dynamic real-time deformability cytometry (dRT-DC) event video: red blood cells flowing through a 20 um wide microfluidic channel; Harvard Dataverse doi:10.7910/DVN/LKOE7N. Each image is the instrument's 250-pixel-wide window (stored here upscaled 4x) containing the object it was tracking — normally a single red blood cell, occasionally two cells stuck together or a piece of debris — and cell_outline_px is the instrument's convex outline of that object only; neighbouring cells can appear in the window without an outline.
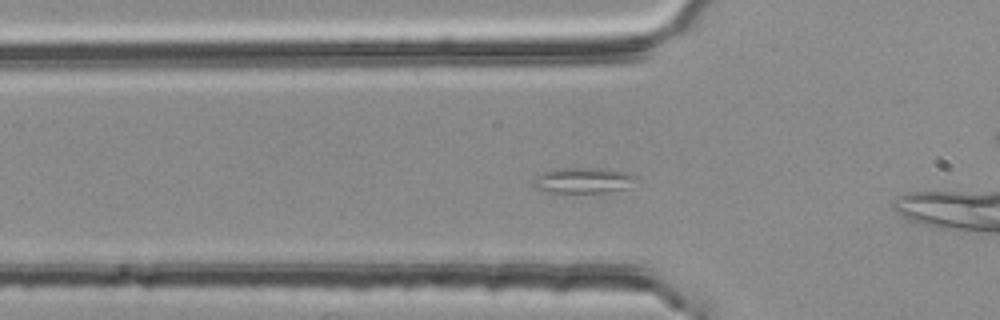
{"species": "common noctule bat (a hibernating species)", "species_latin": "Nyctalus noctula", "temperature_condition": "room temperature", "stored_images_in_passage": 44, "camera_frame_rate_fps": 3000, "um_per_image_px": 0.085, "animal": {"sex": "female", "body_mass_g": 25.1}, "frame": {"image": 1, "passage_image": 7, "time_ms": 2.0, "image_size_px": [1000, 320], "cell_outline_px": [[640, 176], [624, 188], [608, 192], [552, 192], [532, 188], [532, 180], [536, 176], [544, 172], [564, 168], [596, 168], [628, 172]], "centroid_in_image_um": [49.54, 15.33], "position_along_channel_um": 76.3, "area_um2": 15.14}}